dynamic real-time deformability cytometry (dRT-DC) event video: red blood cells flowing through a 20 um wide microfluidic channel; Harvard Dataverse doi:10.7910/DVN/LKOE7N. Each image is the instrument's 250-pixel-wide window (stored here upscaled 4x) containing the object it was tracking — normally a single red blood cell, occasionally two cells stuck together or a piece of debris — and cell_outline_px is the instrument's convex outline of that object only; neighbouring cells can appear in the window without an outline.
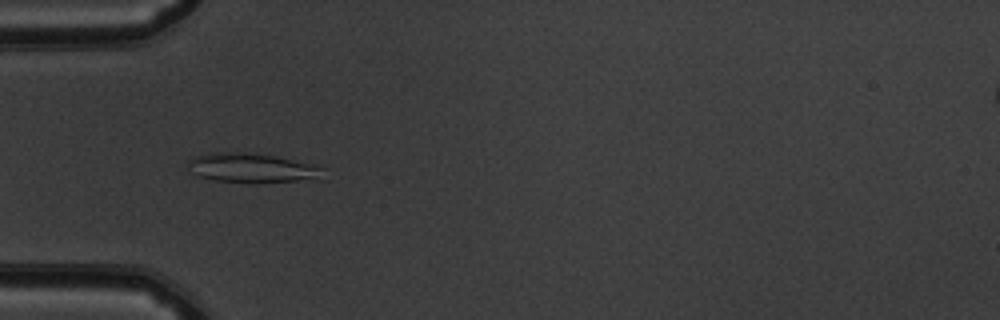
{"species": "common noctule bat (a hibernating species)", "species_latin": "Nyctalus noctula", "temperature_condition": "warm", "stored_images_in_passage": 48, "camera_frame_rate_fps": 3000, "um_per_image_px": 0.085, "animal": {"sex": "male", "body_mass_g": 19.5, "forearm_length_mm": 54.6}, "frame": {"image": 1, "passage_image": 12, "time_ms": 3.667, "image_size_px": [1000, 320], "cell_outline_px": [[324, 168], [312, 176], [296, 180], [252, 184], [212, 180], [188, 172], [188, 160], [196, 156], [212, 152], [256, 152], [276, 156]], "centroid_in_image_um": [21.18, 14.26], "position_along_channel_um": 63.8, "area_um2": 22.77}}
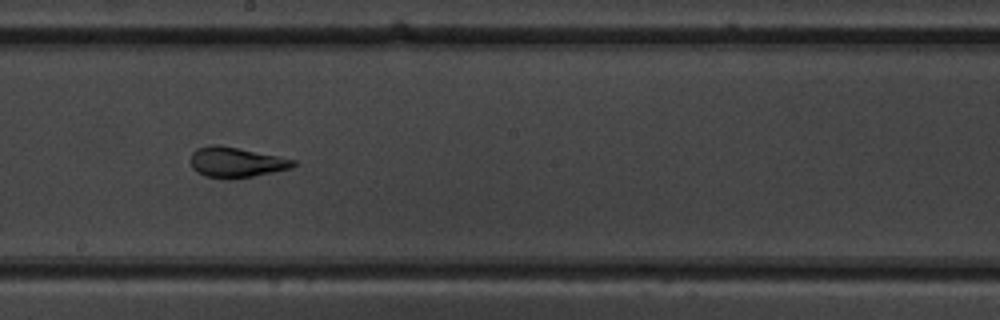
{"frame": {"image": 2, "passage_image": 25, "time_ms": 8.0, "image_size_px": [1000, 320], "cell_outline_px": [[296, 164], [292, 168], [252, 176], [204, 176], [196, 172], [192, 168], [188, 160], [192, 152], [196, 148], [208, 144], [220, 144], [296, 160]], "centroid_in_image_um": [20.01, 13.74], "position_along_channel_um": 228.2, "area_um2": 17.8}}
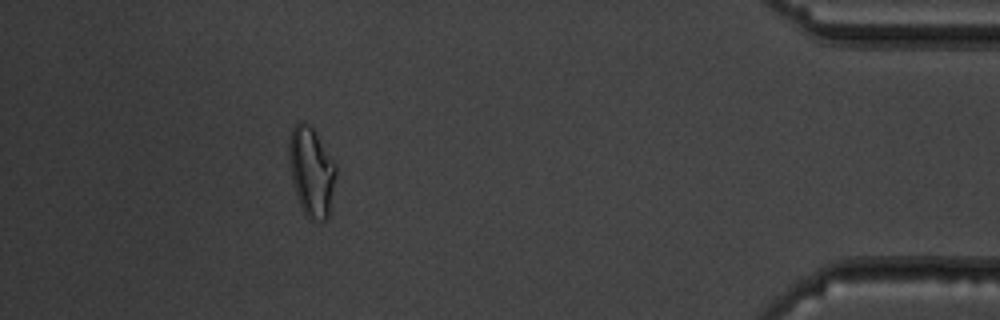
{"frame": {"image": 3, "passage_image": 43, "time_ms": 14.0, "image_size_px": [1000, 320], "cell_outline_px": [[336, 176], [328, 220], [312, 220], [304, 212], [296, 196], [292, 180], [288, 160], [288, 140], [292, 128], [300, 120], [308, 124], [312, 128], [336, 164]], "centroid_in_image_um": [26.46, 14.58], "position_along_channel_um": 408.7, "area_um2": 24.45}, "authors_computed_cell_mechanics": {"area_um2": 19.9121, "velocity_mm_per_s": 3.8454, "shape_relaxation_time_tau1_ms": 5.267, "shape_relaxation_time_tau2_ms": 1.3077, "deformation_change_tau1": 0.1826, "deformation_change_tau2": 0.0735}}